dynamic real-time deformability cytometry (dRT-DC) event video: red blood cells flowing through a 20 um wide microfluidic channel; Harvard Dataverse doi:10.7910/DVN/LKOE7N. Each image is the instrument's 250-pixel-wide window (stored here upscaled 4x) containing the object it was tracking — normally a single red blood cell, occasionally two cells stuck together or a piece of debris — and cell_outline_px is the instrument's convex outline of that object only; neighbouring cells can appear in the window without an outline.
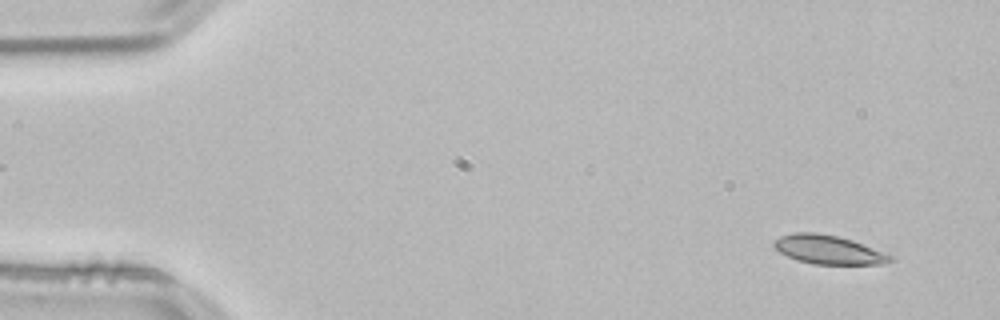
{"species": "common noctule bat (a hibernating species)", "species_latin": "Nyctalus noctula", "temperature_condition": "room temperature", "stored_images_in_passage": 50, "camera_frame_rate_fps": 3000, "um_per_image_px": 0.085, "animal": {"sex": "male", "body_mass_g": 21.5, "forearm_length_mm": 52.0}, "frame": {"image": 1, "passage_image": 1, "time_ms": 0.0, "image_size_px": [1000, 320], "cell_outline_px": [[892, 260], [884, 264], [812, 264], [796, 260], [780, 252], [772, 244], [780, 236], [792, 232], [816, 232], [836, 236], [852, 240], [892, 256]], "centroid_in_image_um": [70.37, 21.22], "position_along_channel_um": 14.6, "area_um2": 19.31}}
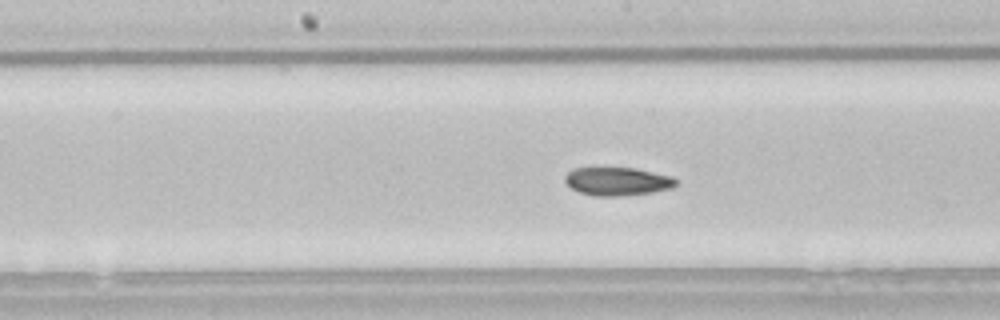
{"frame": {"image": 2, "passage_image": 24, "time_ms": 7.667, "image_size_px": [1000, 320], "cell_outline_px": [[680, 180], [672, 188], [652, 192], [620, 196], [592, 196], [580, 192], [572, 188], [564, 180], [564, 176], [572, 168], [636, 168], [672, 176]], "centroid_in_image_um": [52.5, 15.41], "position_along_channel_um": 195.7, "area_um2": 18.38}}
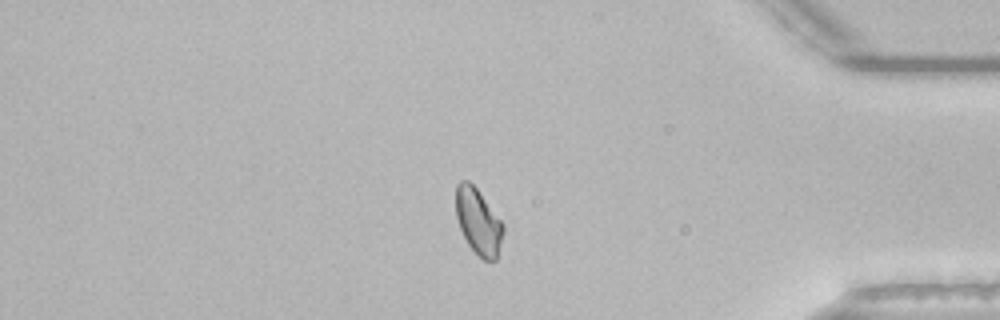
{"frame": {"image": 3, "passage_image": 42, "time_ms": 13.667, "image_size_px": [1000, 320], "cell_outline_px": [[504, 232], [496, 260], [484, 260], [468, 244], [460, 228], [456, 216], [456, 184], [460, 180], [468, 180], [476, 188], [504, 224]], "centroid_in_image_um": [40.65, 18.81], "position_along_channel_um": 394.5, "area_um2": 17.98}, "authors_computed_cell_mechanics": {"area_um2": 19.0162, "velocity_mm_per_s": 3.817, "shape_relaxation_time_tau1_ms": null, "shape_relaxation_time_tau2_ms": 2.6282, "deformation_change_tau1": null, "deformation_change_tau2": 0.0659}}